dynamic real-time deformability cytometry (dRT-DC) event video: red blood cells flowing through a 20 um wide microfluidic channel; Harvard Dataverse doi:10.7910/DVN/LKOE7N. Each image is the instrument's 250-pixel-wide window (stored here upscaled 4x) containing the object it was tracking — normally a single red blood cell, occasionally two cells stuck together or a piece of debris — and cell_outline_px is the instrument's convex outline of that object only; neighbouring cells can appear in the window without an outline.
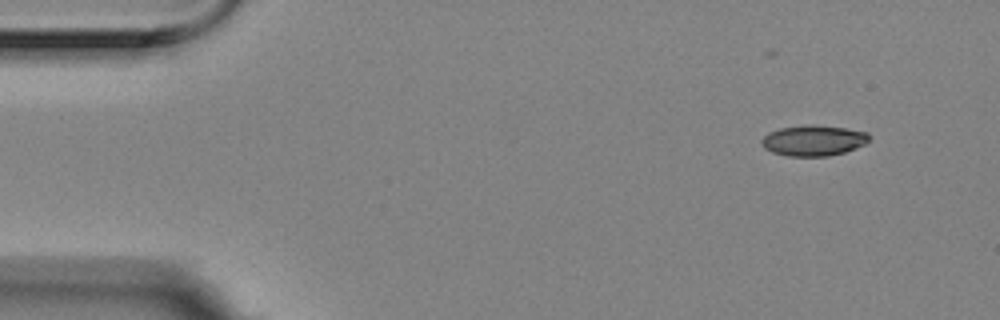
{"species": "Egyptian fruit bat (a non-hibernating species)", "species_latin": "Rousettus aegyptiacus", "temperature_condition": "room temperature", "stored_images_in_passage": 3, "segment_of_instrument_passage": [2, 2], "camera_frame_rate_fps": 3000, "um_per_image_px": 0.085, "animal": {"sex": "female"}, "frame": {"image": 1, "passage_image": 3, "time_ms": 0.667, "image_size_px": [1000, 320], "cell_outline_px": [[868, 140], [864, 144], [856, 148], [844, 152], [828, 156], [788, 156], [772, 152], [764, 148], [760, 144], [760, 140], [768, 132], [780, 128], [804, 124], [816, 124], [844, 128], [868, 132]], "centroid_in_image_um": [69.1, 11.93], "position_along_channel_um": 15.9, "area_um2": 19.36}}